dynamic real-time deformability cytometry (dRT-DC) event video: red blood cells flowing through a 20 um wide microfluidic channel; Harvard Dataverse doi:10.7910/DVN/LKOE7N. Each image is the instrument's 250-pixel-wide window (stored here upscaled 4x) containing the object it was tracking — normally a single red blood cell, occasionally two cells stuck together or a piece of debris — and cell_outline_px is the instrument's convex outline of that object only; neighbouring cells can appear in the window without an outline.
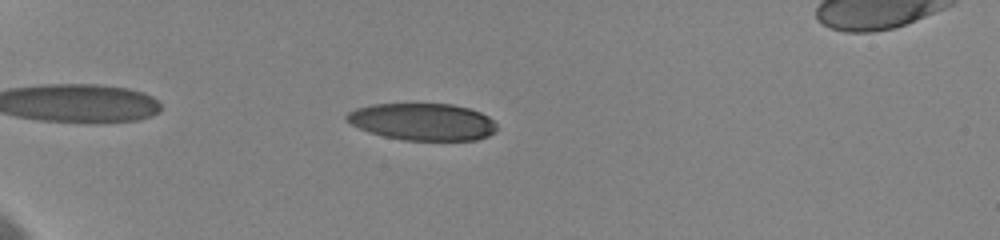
{"species": "human", "species_latin": "Homo sapiens", "temperature_condition": "cold", "stored_images_in_passage": 51, "camera_frame_rate_fps": 3000, "um_per_image_px": 0.085, "donor": {"sex": "female"}, "frame": {"image": 1, "passage_image": 8, "time_ms": 2.0, "image_size_px": [1000, 240], "cell_outline_px": [[496, 132], [488, 136], [476, 140], [404, 140], [384, 136], [368, 132], [352, 124], [344, 116], [348, 112], [356, 108], [372, 104], [452, 104], [468, 108], [480, 112], [488, 116], [496, 124]], "centroid_in_image_um": [35.93, 10.35], "position_along_channel_um": 49.1, "area_um2": 32.37}}
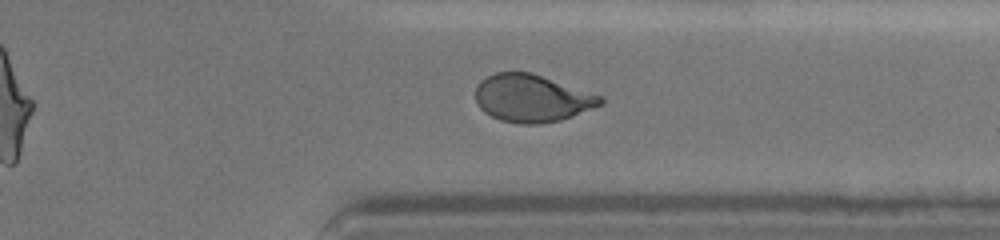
{"frame": {"image": 2, "passage_image": 40, "time_ms": 12.0, "image_size_px": [1000, 240], "cell_outline_px": [[604, 104], [572, 116], [560, 120], [540, 124], [520, 124], [500, 120], [484, 112], [476, 104], [476, 88], [480, 80], [496, 72], [532, 72], [604, 96]], "centroid_in_image_um": [45.24, 8.35], "position_along_channel_um": 366.2, "area_um2": 34.85}}
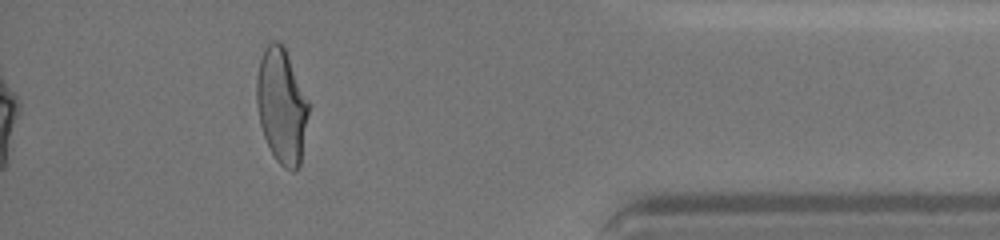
{"frame": {"image": 3, "passage_image": 46, "time_ms": 14.0, "image_size_px": [1000, 240], "cell_outline_px": [[308, 112], [300, 164], [296, 172], [292, 172], [284, 168], [276, 160], [264, 136], [260, 124], [256, 104], [256, 80], [260, 60], [264, 48], [272, 40], [276, 40], [284, 44], [308, 100]], "centroid_in_image_um": [23.92, 8.97], "position_along_channel_um": 411.3, "area_um2": 34.8}, "authors_computed_cell_mechanics": {"area_um2": 34.9112, "velocity_mm_per_s": 3.611, "shape_relaxation_time_tau1_ms": 4.4795, "shape_relaxation_time_tau2_ms": 1.399, "deformation_change_tau1": 0.1797, "deformation_change_tau2": 0.0688}}